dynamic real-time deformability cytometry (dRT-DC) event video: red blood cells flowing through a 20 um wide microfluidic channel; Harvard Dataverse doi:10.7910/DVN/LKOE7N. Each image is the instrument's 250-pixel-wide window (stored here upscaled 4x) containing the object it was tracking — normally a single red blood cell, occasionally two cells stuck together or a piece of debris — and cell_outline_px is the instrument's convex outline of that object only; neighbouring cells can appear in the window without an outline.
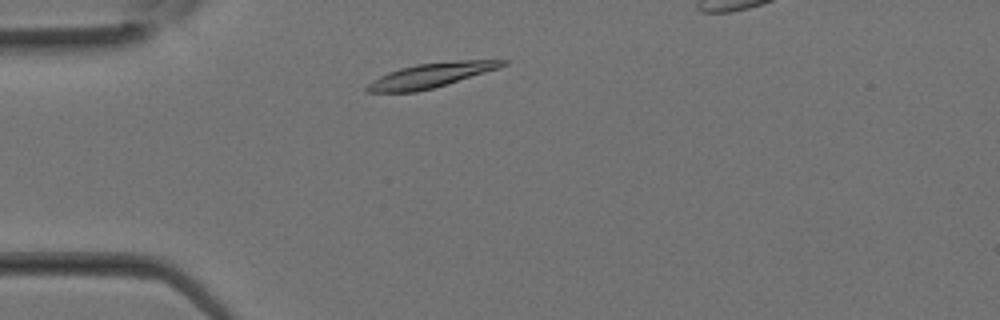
{"species": "Egyptian fruit bat (a non-hibernating species)", "species_latin": "Rousettus aegyptiacus", "temperature_condition": "room temperature", "stored_images_in_passage": 8, "camera_frame_rate_fps": 3000, "um_per_image_px": 0.085, "animal": {"sex": "female"}, "frame": {"image": 1, "passage_image": 3, "time_ms": 0.667, "image_size_px": [1000, 320], "cell_outline_px": [[508, 64], [484, 72], [432, 88], [416, 92], [368, 92], [364, 88], [372, 80], [388, 72], [400, 68], [416, 64], [456, 60], [508, 60]], "centroid_in_image_um": [36.56, 6.39], "position_along_channel_um": 48.4, "area_um2": 18.96}}
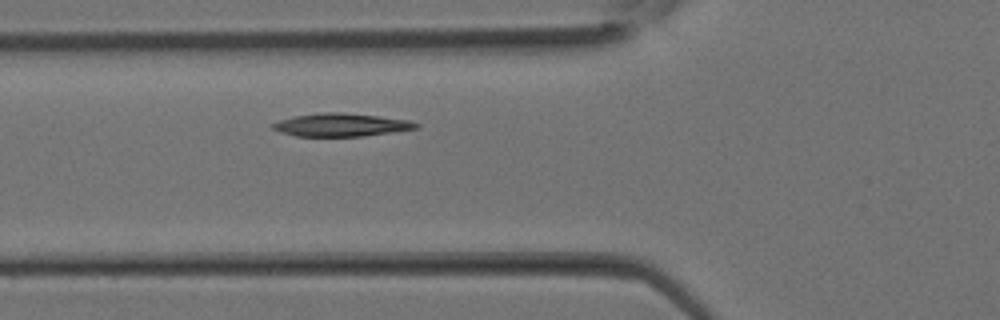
{"frame": {"image": 2, "passage_image": 6, "time_ms": 1.667, "image_size_px": [1000, 320], "cell_outline_px": [[420, 128], [364, 136], [296, 136], [280, 132], [272, 128], [272, 124], [280, 120], [292, 116], [324, 112], [340, 112], [376, 116], [408, 120], [420, 124]], "centroid_in_image_um": [28.99, 10.61], "position_along_channel_um": 96.8, "area_um2": 19.13}}
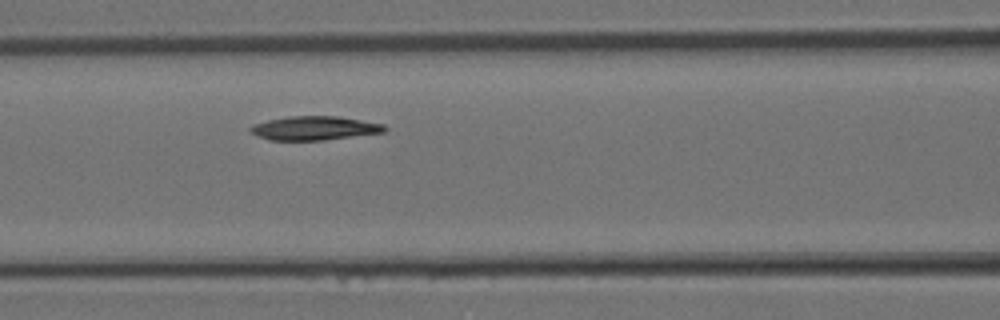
{"frame": {"image": 3, "passage_image": 8, "time_ms": 2.333, "image_size_px": [1000, 320], "cell_outline_px": [[388, 128], [384, 132], [324, 140], [268, 140], [256, 136], [248, 128], [252, 124], [268, 120], [288, 116], [336, 116], [384, 124]], "centroid_in_image_um": [26.69, 10.89], "position_along_channel_um": 139.9, "area_um2": 18.67}}